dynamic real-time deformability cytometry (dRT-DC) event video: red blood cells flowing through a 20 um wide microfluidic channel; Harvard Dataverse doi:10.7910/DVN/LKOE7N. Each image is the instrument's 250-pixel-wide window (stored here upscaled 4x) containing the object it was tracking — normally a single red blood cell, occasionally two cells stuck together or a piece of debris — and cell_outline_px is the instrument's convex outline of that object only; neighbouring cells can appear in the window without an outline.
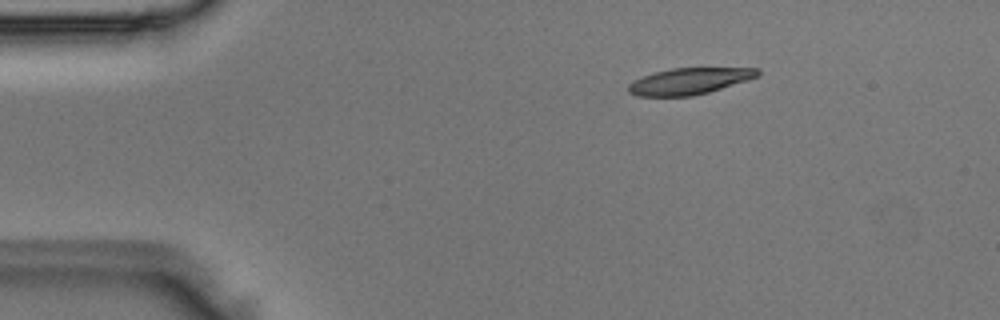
{"species": "Egyptian fruit bat (a non-hibernating species)", "species_latin": "Rousettus aegyptiacus", "temperature_condition": "room temperature", "stored_images_in_passage": 6, "camera_frame_rate_fps": 3000, "um_per_image_px": 0.085, "animal": {"sex": "male"}, "frame": {"image": 1, "passage_image": 2, "time_ms": 0.333, "image_size_px": [1000, 320], "cell_outline_px": [[760, 76], [748, 80], [708, 92], [692, 96], [636, 96], [628, 92], [628, 84], [644, 76], [656, 72], [672, 68], [760, 68]], "centroid_in_image_um": [58.62, 6.9], "position_along_channel_um": 26.4, "area_um2": 19.77}}
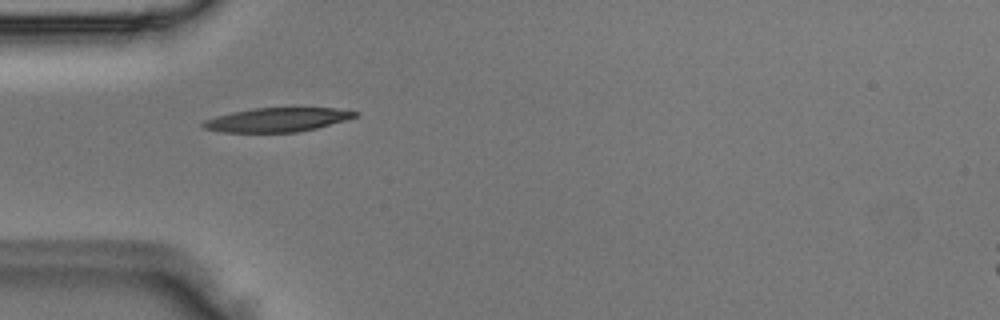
{"frame": {"image": 2, "passage_image": 4, "time_ms": 1.0, "image_size_px": [1000, 320], "cell_outline_px": [[360, 112], [356, 116], [344, 120], [316, 128], [296, 132], [220, 132], [204, 128], [200, 124], [204, 120], [216, 116], [232, 112], [252, 108], [336, 108]], "centroid_in_image_um": [23.52, 10.18], "position_along_channel_um": 61.5, "area_um2": 21.1}}
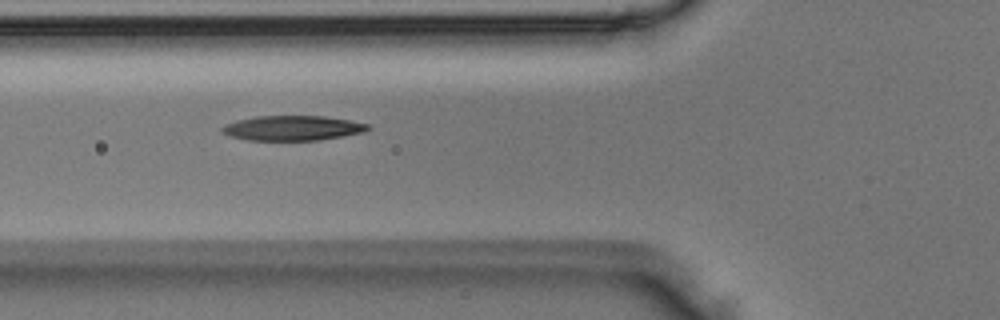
{"frame": {"image": 3, "passage_image": 5, "time_ms": 1.333, "image_size_px": [1000, 320], "cell_outline_px": [[372, 128], [364, 132], [320, 140], [248, 140], [232, 136], [220, 132], [220, 128], [224, 124], [236, 120], [256, 116], [324, 116], [348, 120], [368, 124]], "centroid_in_image_um": [24.84, 10.88], "position_along_channel_um": 101.0, "area_um2": 21.15}}